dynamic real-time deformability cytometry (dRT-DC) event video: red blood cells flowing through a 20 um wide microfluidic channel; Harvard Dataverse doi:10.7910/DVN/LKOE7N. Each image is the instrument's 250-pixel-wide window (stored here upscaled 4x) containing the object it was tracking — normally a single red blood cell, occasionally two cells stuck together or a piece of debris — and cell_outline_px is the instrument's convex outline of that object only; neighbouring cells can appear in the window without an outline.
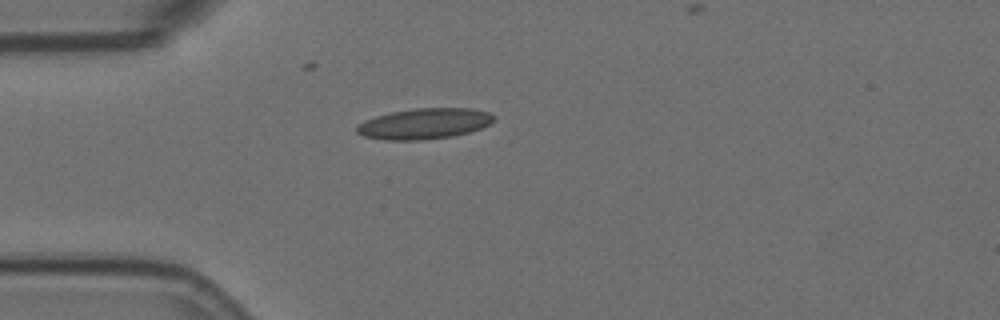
{"species": "Egyptian fruit bat (a non-hibernating species)", "species_latin": "Rousettus aegyptiacus", "temperature_condition": "room temperature", "stored_images_in_passage": 3, "camera_frame_rate_fps": 3000, "um_per_image_px": 0.085, "animal": {"sex": "female"}, "frame": {"image": 1, "passage_image": 1, "time_ms": 0.0, "image_size_px": [1000, 320], "cell_outline_px": [[496, 116], [492, 124], [468, 132], [452, 136], [420, 140], [384, 140], [364, 136], [356, 132], [356, 128], [364, 120], [376, 116], [392, 112], [416, 108], [472, 108], [488, 112]], "centroid_in_image_um": [36.09, 10.51], "position_along_channel_um": 48.9, "area_um2": 24.51}}